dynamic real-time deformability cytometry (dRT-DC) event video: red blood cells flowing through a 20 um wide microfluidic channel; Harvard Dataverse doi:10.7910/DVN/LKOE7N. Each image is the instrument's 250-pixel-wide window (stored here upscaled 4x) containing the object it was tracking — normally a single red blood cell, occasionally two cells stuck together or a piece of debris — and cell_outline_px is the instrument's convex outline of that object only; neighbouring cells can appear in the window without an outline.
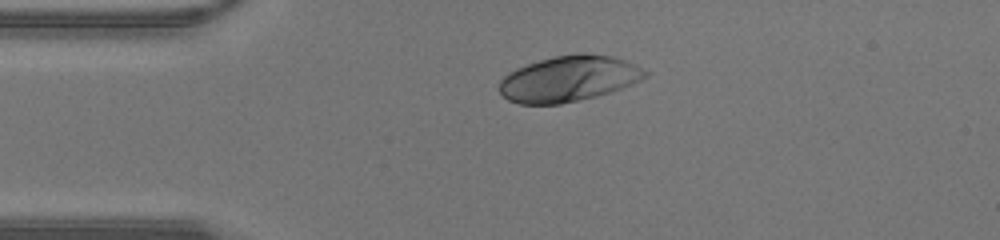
{"species": "human", "species_latin": "Homo sapiens", "temperature_condition": "warm", "stored_images_in_passage": 28, "camera_frame_rate_fps": 3000, "um_per_image_px": 0.085, "donor": {"sex": "male"}, "frame": {"image": 1, "passage_image": 1, "time_ms": 0.0, "image_size_px": [1000, 240], "cell_outline_px": [[648, 76], [632, 84], [612, 92], [596, 96], [560, 104], [520, 104], [508, 100], [500, 92], [500, 80], [508, 72], [516, 68], [540, 60], [556, 56], [576, 52], [584, 52], [612, 56], [636, 64], [648, 72]], "centroid_in_image_um": [48.36, 6.68], "position_along_channel_um": 36.6, "area_um2": 39.02}}
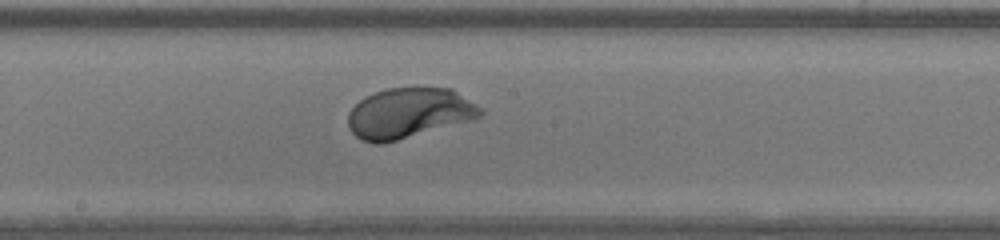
{"frame": {"image": 2, "passage_image": 14, "time_ms": 4.333, "image_size_px": [1000, 240], "cell_outline_px": [[484, 116], [384, 144], [372, 144], [360, 140], [348, 128], [348, 112], [364, 96], [388, 88], [452, 88], [484, 108]], "centroid_in_image_um": [34.76, 9.62], "position_along_channel_um": 213.4, "area_um2": 39.02}}
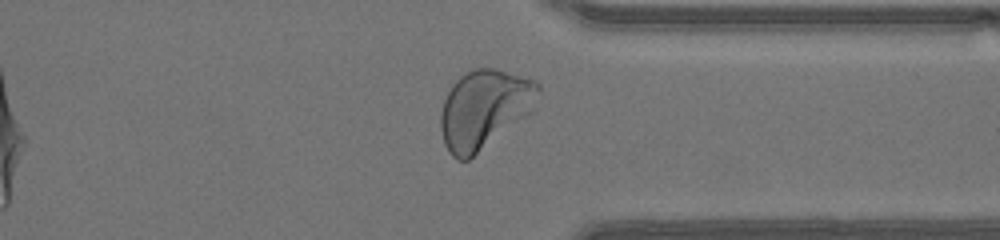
{"frame": {"image": 3, "passage_image": 24, "time_ms": 7.667, "image_size_px": [1000, 240], "cell_outline_px": [[540, 88], [468, 160], [456, 160], [448, 152], [444, 144], [440, 128], [440, 116], [444, 100], [452, 84], [460, 76], [472, 68], [492, 68], [532, 80], [540, 84]], "centroid_in_image_um": [40.87, 9.19], "position_along_channel_um": 370.5, "area_um2": 40.34}}